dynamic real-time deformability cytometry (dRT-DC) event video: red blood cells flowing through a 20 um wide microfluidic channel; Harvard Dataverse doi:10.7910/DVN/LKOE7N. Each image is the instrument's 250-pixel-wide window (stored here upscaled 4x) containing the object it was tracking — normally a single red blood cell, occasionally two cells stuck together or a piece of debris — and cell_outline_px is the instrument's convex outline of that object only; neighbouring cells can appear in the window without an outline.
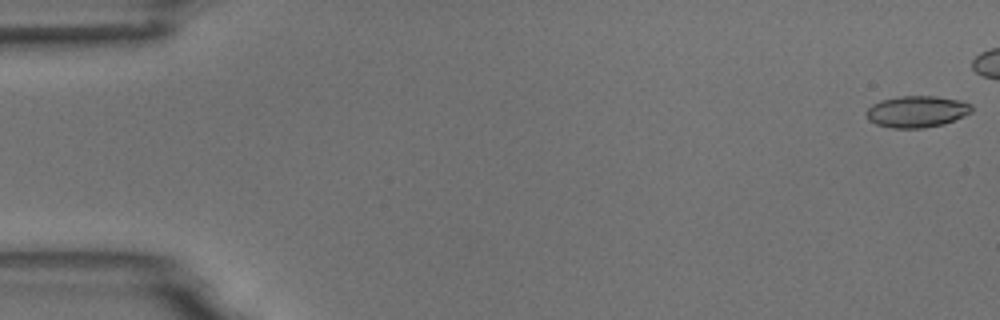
{"species": "common noctule bat (a hibernating species)", "species_latin": "Nyctalus noctula", "temperature_condition": "room temperature", "stored_images_in_passage": 6, "camera_frame_rate_fps": 3000, "um_per_image_px": 0.085, "animal": {"sex": "male", "body_mass_g": 18.8}, "frame": {"image": 1, "passage_image": 6, "time_ms": 7.333, "image_size_px": [1000, 320], "cell_outline_px": [[972, 112], [964, 116], [944, 124], [924, 128], [892, 128], [876, 124], [868, 120], [864, 112], [872, 104], [880, 100], [900, 96], [936, 96], [956, 100], [972, 104]], "centroid_in_image_um": [77.9, 9.49], "position_along_channel_um": 7.1, "area_um2": 19.48}}